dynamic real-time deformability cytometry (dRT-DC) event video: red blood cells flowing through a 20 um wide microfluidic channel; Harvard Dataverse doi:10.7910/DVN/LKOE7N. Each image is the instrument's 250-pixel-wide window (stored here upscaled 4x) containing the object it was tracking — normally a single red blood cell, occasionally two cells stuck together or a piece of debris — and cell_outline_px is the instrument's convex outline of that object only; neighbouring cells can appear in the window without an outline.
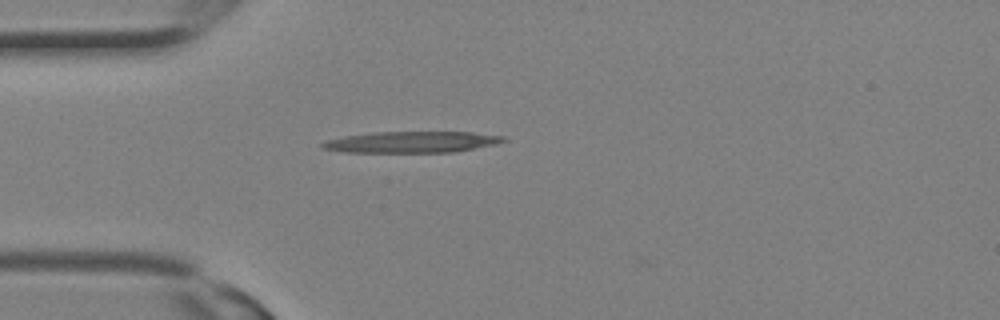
{"species": "Egyptian fruit bat (a non-hibernating species)", "species_latin": "Rousettus aegyptiacus", "temperature_condition": "room temperature", "stored_images_in_passage": 11, "camera_frame_rate_fps": 3000, "um_per_image_px": 0.085, "animal": {"sex": "female"}, "frame": {"image": 1, "passage_image": 1, "time_ms": 0.0, "image_size_px": [1000, 320], "cell_outline_px": [[508, 140], [496, 144], [456, 152], [344, 152], [324, 148], [320, 144], [324, 140], [344, 136], [372, 132], [472, 132], [504, 136]], "centroid_in_image_um": [35.01, 12.07], "position_along_channel_um": 50.0, "area_um2": 22.48}}
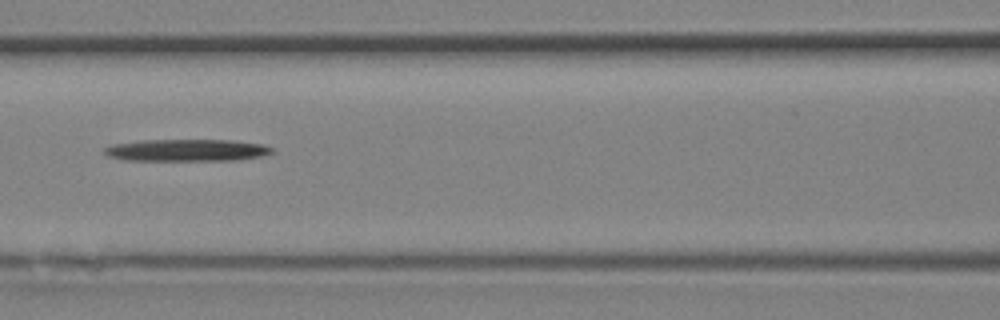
{"frame": {"image": 2, "passage_image": 6, "time_ms": 1.667, "image_size_px": [1000, 320], "cell_outline_px": [[272, 152], [260, 156], [232, 160], [124, 160], [108, 156], [104, 152], [104, 148], [112, 144], [140, 140], [232, 140], [264, 144], [272, 148]], "centroid_in_image_um": [15.83, 12.76], "position_along_channel_um": 150.8, "area_um2": 21.39}}
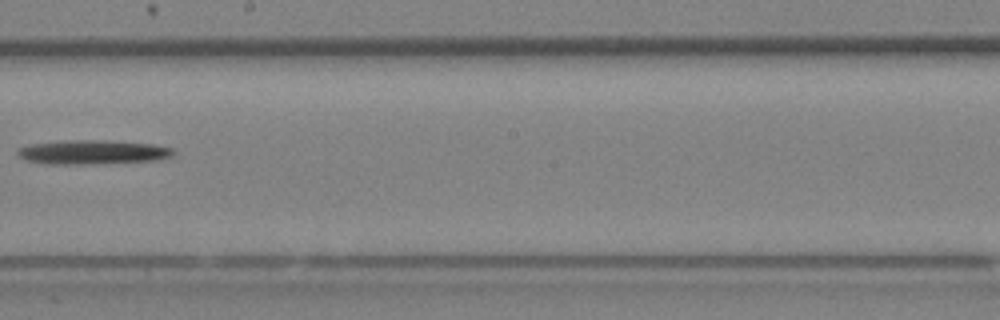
{"frame": {"image": 3, "passage_image": 10, "time_ms": 3.0, "image_size_px": [1000, 320], "cell_outline_px": [[176, 152], [172, 156], [160, 160], [96, 164], [44, 164], [24, 160], [16, 152], [16, 148], [28, 144], [68, 140], [100, 140], [156, 144], [172, 148]], "centroid_in_image_um": [7.86, 12.94], "position_along_channel_um": 240.3, "area_um2": 22.37}}